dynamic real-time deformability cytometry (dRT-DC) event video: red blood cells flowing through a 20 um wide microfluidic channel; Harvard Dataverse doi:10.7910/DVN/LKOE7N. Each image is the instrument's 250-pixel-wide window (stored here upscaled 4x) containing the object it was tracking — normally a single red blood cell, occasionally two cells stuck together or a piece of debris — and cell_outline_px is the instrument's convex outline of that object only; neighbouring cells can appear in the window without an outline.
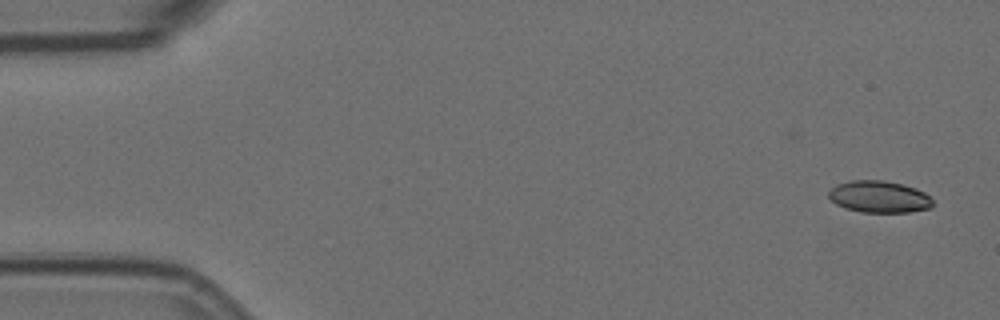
{"species": "Egyptian fruit bat (a non-hibernating species)", "species_latin": "Rousettus aegyptiacus", "temperature_condition": "room temperature", "stored_images_in_passage": 6, "camera_frame_rate_fps": 3000, "um_per_image_px": 0.085, "animal": {"sex": "female"}, "frame": {"image": 1, "passage_image": 1, "time_ms": 0.0, "image_size_px": [1000, 320], "cell_outline_px": [[932, 208], [908, 212], [860, 212], [844, 208], [836, 204], [828, 196], [828, 192], [836, 184], [852, 180], [884, 180], [916, 188], [924, 192], [932, 200]], "centroid_in_image_um": [74.71, 16.73], "position_along_channel_um": 10.3, "area_um2": 19.31}}
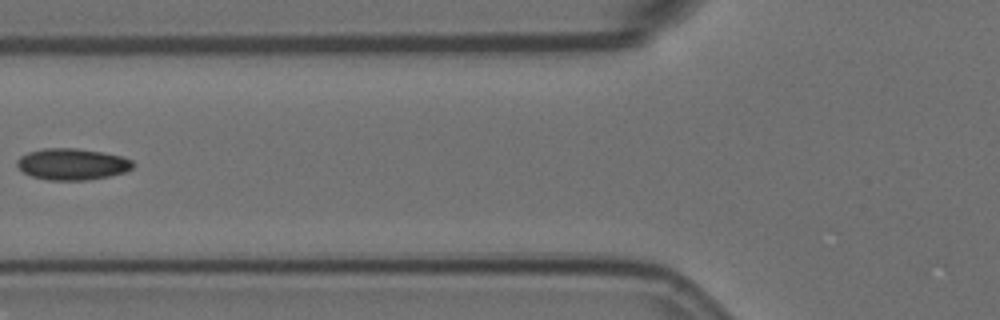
{"frame": {"image": 2, "passage_image": 6, "time_ms": 1.667, "image_size_px": [1000, 320], "cell_outline_px": [[136, 164], [132, 168], [124, 172], [108, 176], [84, 180], [48, 180], [32, 176], [24, 172], [16, 164], [16, 160], [20, 156], [28, 152], [44, 148], [76, 148], [104, 152], [124, 156], [132, 160]], "centroid_in_image_um": [6.16, 13.94], "position_along_channel_um": 119.6, "area_um2": 21.33}}